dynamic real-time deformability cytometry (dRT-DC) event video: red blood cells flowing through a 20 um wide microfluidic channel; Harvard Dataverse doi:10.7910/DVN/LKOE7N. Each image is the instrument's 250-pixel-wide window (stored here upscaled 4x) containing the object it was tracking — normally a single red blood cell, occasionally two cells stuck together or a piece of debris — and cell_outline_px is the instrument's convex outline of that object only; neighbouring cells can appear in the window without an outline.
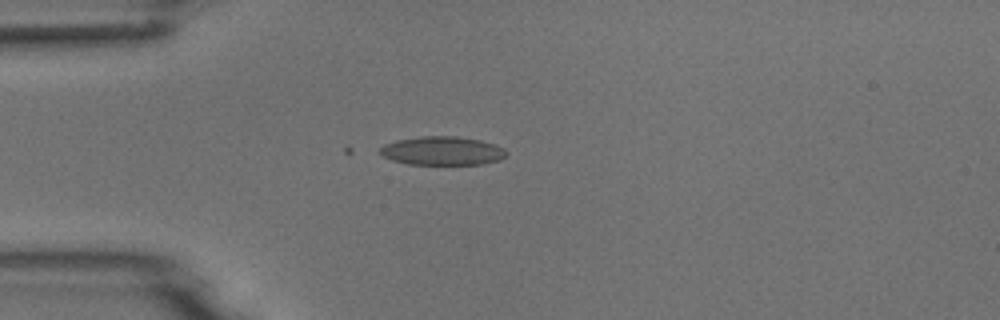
{"species": "common noctule bat (a hibernating species)", "species_latin": "Nyctalus noctula", "temperature_condition": "room temperature", "stored_images_in_passage": 2, "camera_frame_rate_fps": 3000, "um_per_image_px": 0.085, "animal": {"sex": "male", "body_mass_g": 18.8}, "frame": {"image": 1, "passage_image": 1, "time_ms": 0.0, "image_size_px": [1000, 320], "cell_outline_px": [[508, 156], [500, 160], [484, 164], [408, 164], [392, 160], [376, 152], [384, 144], [396, 140], [420, 136], [456, 136], [480, 140], [504, 148], [508, 152]], "centroid_in_image_um": [37.6, 12.82], "position_along_channel_um": 47.4, "area_um2": 21.27}}